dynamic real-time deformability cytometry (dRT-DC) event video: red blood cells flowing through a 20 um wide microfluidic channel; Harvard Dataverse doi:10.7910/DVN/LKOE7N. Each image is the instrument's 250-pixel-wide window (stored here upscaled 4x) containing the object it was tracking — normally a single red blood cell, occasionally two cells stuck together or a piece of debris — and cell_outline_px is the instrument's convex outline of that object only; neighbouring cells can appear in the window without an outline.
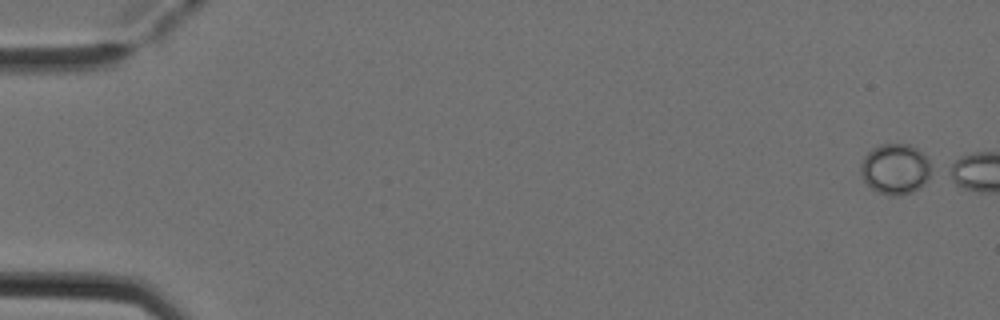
{"species": "Egyptian fruit bat (a non-hibernating species)", "species_latin": "Rousettus aegyptiacus", "temperature_condition": "cold", "stored_images_in_passage": 2, "camera_frame_rate_fps": 3000, "um_per_image_px": 0.085, "animal": {"sex": "female"}, "frame": {"image": 1, "passage_image": 1, "time_ms": 0.0, "image_size_px": [1000, 320], "cell_outline_px": [[936, 172], [920, 188], [912, 192], [900, 196], [888, 196], [876, 192], [864, 180], [860, 172], [860, 164], [864, 156], [872, 148], [880, 144], [908, 144], [916, 148], [928, 160]], "centroid_in_image_um": [76.13, 14.39], "position_along_channel_um": 8.9, "area_um2": 21.27}}